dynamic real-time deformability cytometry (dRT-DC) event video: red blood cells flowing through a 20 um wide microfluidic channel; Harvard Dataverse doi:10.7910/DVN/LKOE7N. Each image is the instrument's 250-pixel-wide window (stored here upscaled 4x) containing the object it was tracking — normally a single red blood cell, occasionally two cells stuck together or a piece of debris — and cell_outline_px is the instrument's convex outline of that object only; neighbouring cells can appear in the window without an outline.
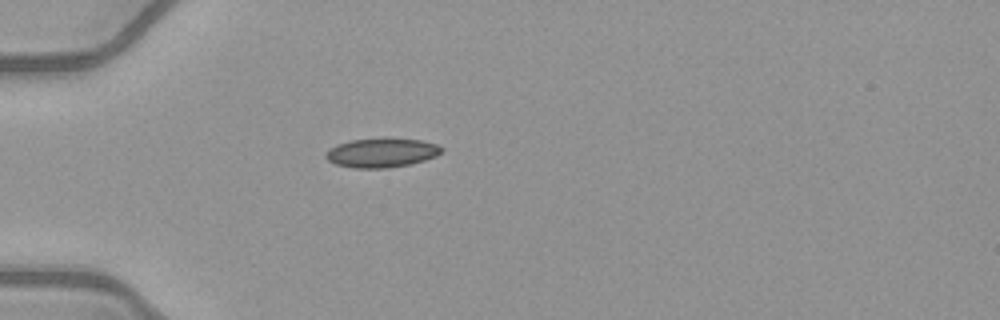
{"species": "common noctule bat (a hibernating species)", "species_latin": "Nyctalus noctula", "temperature_condition": "warm", "stored_images_in_passage": 37, "camera_frame_rate_fps": 3000, "um_per_image_px": 0.085, "animal": {"sex": "female", "body_mass_g": 21.9}, "frame": {"image": 1, "passage_image": 1, "time_ms": 0.0, "image_size_px": [1000, 320], "cell_outline_px": [[444, 148], [436, 156], [424, 160], [408, 164], [388, 168], [356, 168], [336, 164], [328, 160], [324, 156], [324, 152], [328, 148], [336, 144], [352, 140], [420, 140], [436, 144]], "centroid_in_image_um": [32.38, 13.01], "position_along_channel_um": 52.6, "area_um2": 19.13}}
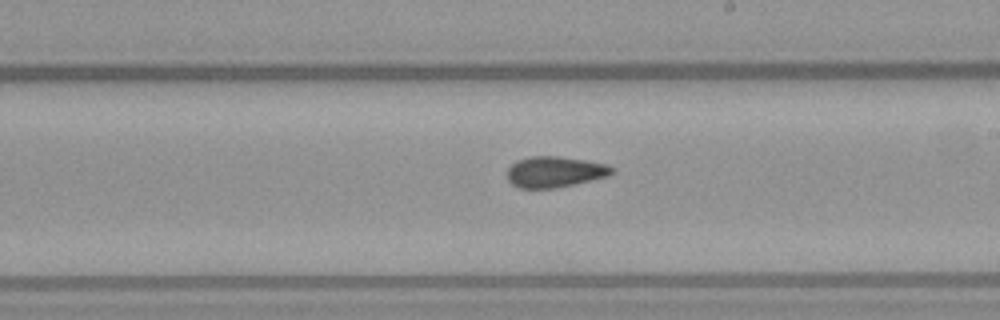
{"frame": {"image": 2, "passage_image": 16, "time_ms": 5.0, "image_size_px": [1000, 320], "cell_outline_px": [[612, 172], [608, 176], [556, 188], [520, 188], [512, 184], [508, 180], [508, 168], [516, 160], [532, 156], [556, 156], [584, 160], [608, 164], [612, 168]], "centroid_in_image_um": [47.13, 14.6], "position_along_channel_um": 241.9, "area_um2": 18.67}}
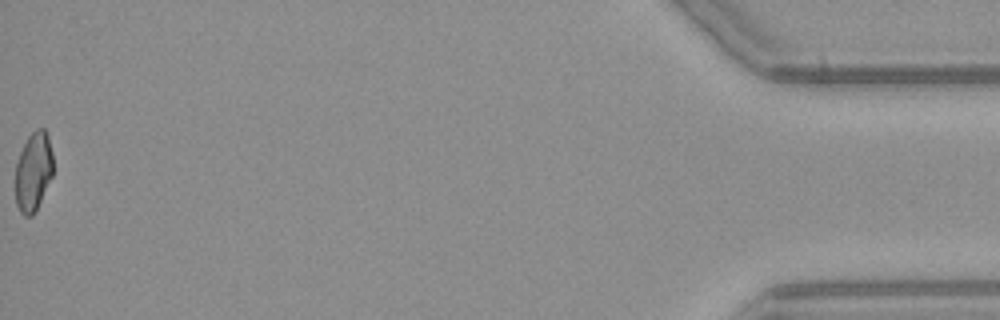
{"frame": {"image": 3, "passage_image": 37, "time_ms": 12.0, "image_size_px": [1000, 320], "cell_outline_px": [[52, 176], [32, 216], [24, 216], [20, 212], [16, 204], [16, 164], [20, 152], [28, 136], [36, 128], [44, 128], [48, 136], [52, 152]], "centroid_in_image_um": [2.83, 14.56], "position_along_channel_um": 432.4, "area_um2": 17.11}, "authors_computed_cell_mechanics": {"area_um2": 18.7272, "velocity_mm_per_s": 4.0789, "shape_relaxation_time_tau1_ms": null, "shape_relaxation_time_tau2_ms": 4.6787, "deformation_change_tau1": null, "deformation_change_tau2": 0.0966}}